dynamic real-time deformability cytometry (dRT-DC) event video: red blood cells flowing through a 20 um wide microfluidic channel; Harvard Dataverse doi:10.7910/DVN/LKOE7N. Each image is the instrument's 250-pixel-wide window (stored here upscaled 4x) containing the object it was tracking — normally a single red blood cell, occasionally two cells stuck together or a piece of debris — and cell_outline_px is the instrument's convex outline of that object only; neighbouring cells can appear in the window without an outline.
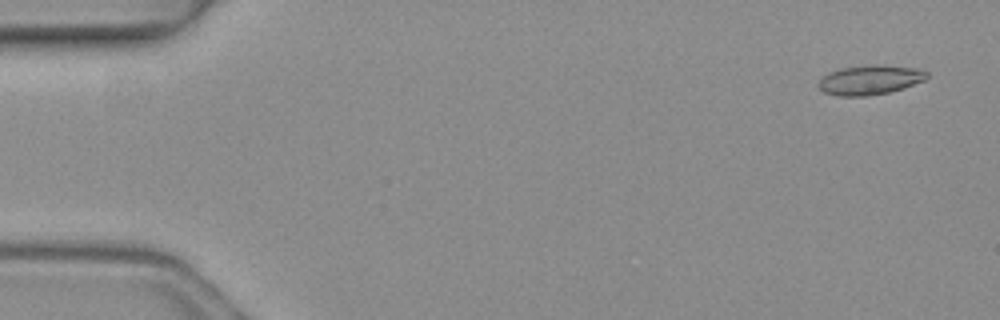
{"species": "common noctule bat (a hibernating species)", "species_latin": "Nyctalus noctula", "temperature_condition": "warm", "stored_images_in_passage": 4, "camera_frame_rate_fps": 3000, "um_per_image_px": 0.085, "animal": {"sex": "female", "body_mass_g": 19.3, "forearm_length_mm": 54.1}, "frame": {"image": 1, "passage_image": 1, "time_ms": 0.0, "image_size_px": [1000, 320], "cell_outline_px": [[928, 76], [924, 80], [904, 88], [888, 92], [868, 96], [840, 96], [824, 92], [820, 88], [820, 80], [828, 72], [840, 68], [876, 64], [920, 68], [928, 72]], "centroid_in_image_um": [73.98, 6.78], "position_along_channel_um": 11.0, "area_um2": 18.61}}
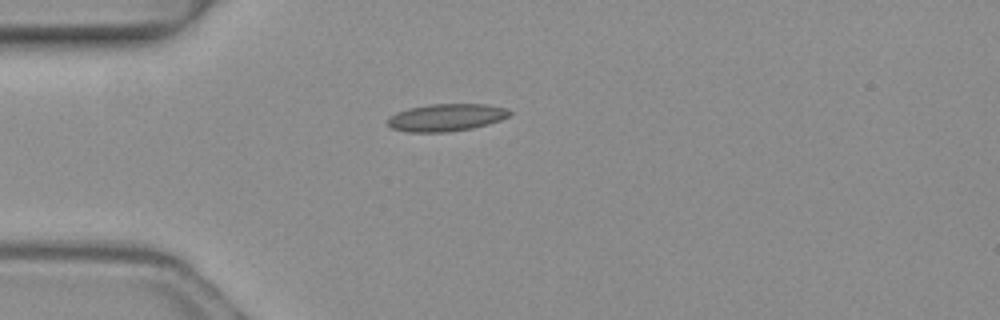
{"frame": {"image": 2, "passage_image": 4, "time_ms": 1.0, "image_size_px": [1000, 320], "cell_outline_px": [[512, 112], [508, 116], [500, 120], [488, 124], [472, 128], [448, 132], [408, 132], [392, 128], [388, 124], [388, 116], [396, 112], [408, 108], [428, 104], [484, 104], [508, 108]], "centroid_in_image_um": [37.92, 9.98], "position_along_channel_um": 47.1, "area_um2": 19.54}}